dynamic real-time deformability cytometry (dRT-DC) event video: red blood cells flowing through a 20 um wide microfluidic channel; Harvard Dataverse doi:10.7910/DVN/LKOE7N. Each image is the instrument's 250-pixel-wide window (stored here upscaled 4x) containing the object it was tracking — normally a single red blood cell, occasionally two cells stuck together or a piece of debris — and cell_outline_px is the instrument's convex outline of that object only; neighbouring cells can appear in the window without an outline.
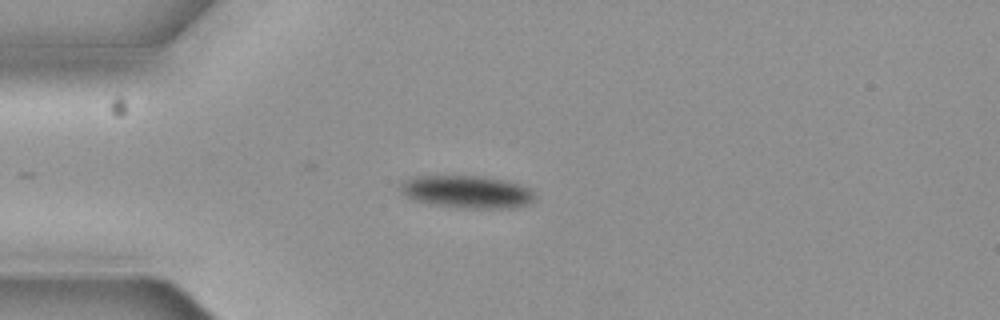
{"species": "common noctule bat (a hibernating species)", "species_latin": "Nyctalus noctula", "temperature_condition": "cold", "stored_images_in_passage": 5, "camera_frame_rate_fps": 3000, "um_per_image_px": 0.085, "animal": {"sex": "female", "body_mass_g": 19.3, "forearm_length_mm": 54.1}, "frame": {"image": 1, "passage_image": 1, "time_ms": 0.0, "image_size_px": [1000, 320], "cell_outline_px": [[532, 200], [524, 204], [512, 208], [464, 208], [432, 204], [412, 200], [404, 196], [400, 192], [400, 184], [408, 176], [480, 176], [504, 180], [520, 184], [528, 188], [532, 192]], "centroid_in_image_um": [39.58, 16.29], "position_along_channel_um": 45.4, "area_um2": 25.43}}
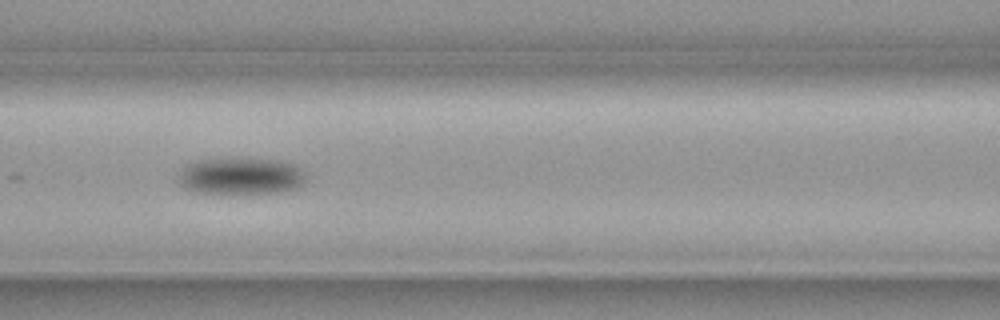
{"frame": {"image": 2, "passage_image": 4, "time_ms": 1.0, "image_size_px": [1000, 320], "cell_outline_px": [[308, 180], [304, 184], [296, 188], [280, 192], [196, 192], [184, 188], [180, 184], [180, 172], [188, 164], [196, 160], [240, 156], [244, 156], [284, 160], [296, 164], [308, 172]], "centroid_in_image_um": [20.6, 14.9], "position_along_channel_um": 146.0, "area_um2": 28.26}}